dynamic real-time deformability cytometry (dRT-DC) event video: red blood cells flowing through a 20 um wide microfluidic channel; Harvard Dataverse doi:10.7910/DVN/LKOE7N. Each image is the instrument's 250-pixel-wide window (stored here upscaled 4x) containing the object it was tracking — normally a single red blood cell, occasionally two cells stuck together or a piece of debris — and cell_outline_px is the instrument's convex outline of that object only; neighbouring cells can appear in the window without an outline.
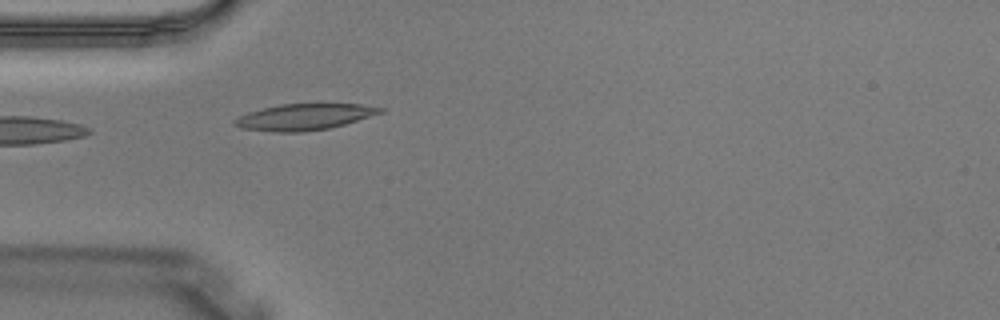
{"species": "Egyptian fruit bat (a non-hibernating species)", "species_latin": "Rousettus aegyptiacus", "temperature_condition": "warm", "stored_images_in_passage": 4, "camera_frame_rate_fps": 3000, "um_per_image_px": 0.085, "animal": {"sex": "male"}, "frame": {"image": 1, "passage_image": 4, "time_ms": 1.0, "image_size_px": [1000, 320], "cell_outline_px": [[388, 108], [384, 112], [344, 124], [328, 128], [304, 132], [272, 132], [240, 128], [232, 124], [232, 120], [248, 112], [280, 104], [360, 104]], "centroid_in_image_um": [25.86, 9.94], "position_along_channel_um": 59.1, "area_um2": 22.31}}